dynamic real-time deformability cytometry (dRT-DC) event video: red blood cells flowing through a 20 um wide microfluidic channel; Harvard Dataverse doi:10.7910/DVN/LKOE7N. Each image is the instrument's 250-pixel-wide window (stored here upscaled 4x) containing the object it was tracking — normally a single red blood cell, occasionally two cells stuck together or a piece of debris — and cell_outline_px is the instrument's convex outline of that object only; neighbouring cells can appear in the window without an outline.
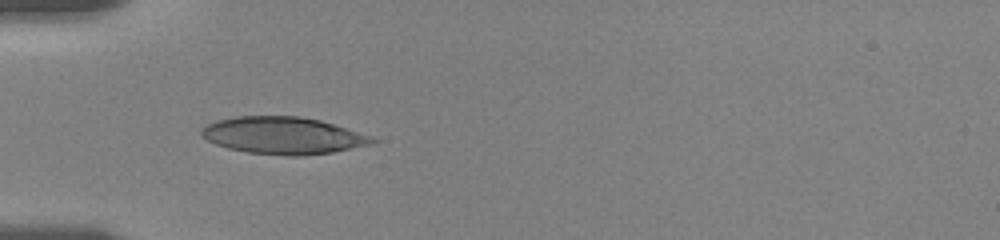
{"species": "human", "species_latin": "Homo sapiens", "temperature_condition": "room temperature", "stored_images_in_passage": 35, "camera_frame_rate_fps": 3000, "um_per_image_px": 0.085, "donor": {"sex": "female"}, "frame": {"image": 1, "passage_image": 1, "time_ms": 0.0, "image_size_px": [1000, 240], "cell_outline_px": [[380, 140], [376, 144], [332, 152], [300, 156], [288, 156], [248, 152], [228, 148], [216, 144], [200, 136], [200, 132], [208, 124], [216, 120], [236, 116], [300, 116], [320, 120], [372, 136]], "centroid_in_image_um": [24.11, 11.52], "position_along_channel_um": 60.9, "area_um2": 37.05}}
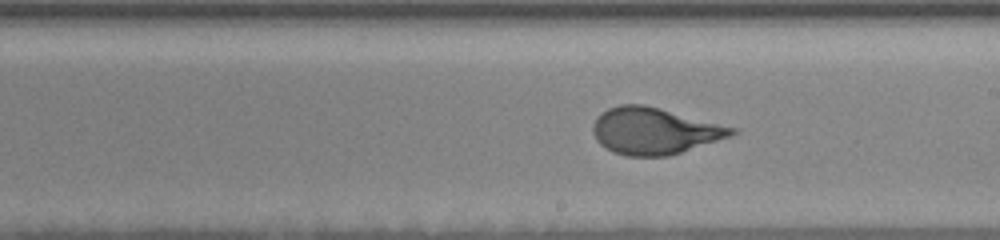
{"frame": {"image": 2, "passage_image": 21, "time_ms": 5.0, "image_size_px": [1000, 240], "cell_outline_px": [[740, 132], [732, 136], [668, 156], [624, 156], [612, 152], [600, 144], [596, 140], [592, 132], [592, 124], [596, 116], [608, 108], [620, 104], [644, 104], [740, 128]], "centroid_in_image_um": [55.64, 11.12], "position_along_channel_um": 233.4, "area_um2": 38.21}}
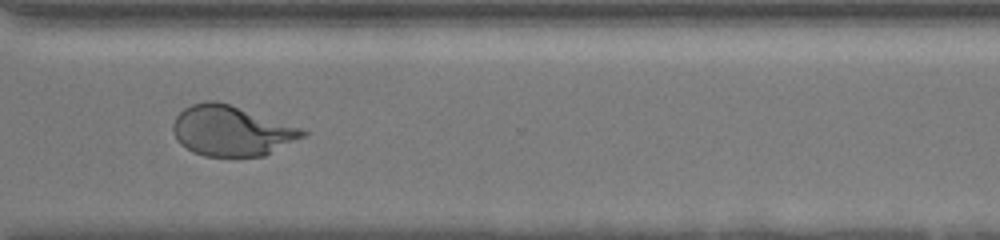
{"frame": {"image": 3, "passage_image": 34, "time_ms": 8.333, "image_size_px": [1000, 240], "cell_outline_px": [[308, 136], [264, 156], [204, 156], [192, 152], [180, 144], [176, 140], [172, 128], [172, 124], [176, 116], [184, 108], [192, 104], [204, 100], [216, 100], [300, 128], [308, 132]], "centroid_in_image_um": [19.65, 11.13], "position_along_channel_um": 350.9, "area_um2": 37.92}}